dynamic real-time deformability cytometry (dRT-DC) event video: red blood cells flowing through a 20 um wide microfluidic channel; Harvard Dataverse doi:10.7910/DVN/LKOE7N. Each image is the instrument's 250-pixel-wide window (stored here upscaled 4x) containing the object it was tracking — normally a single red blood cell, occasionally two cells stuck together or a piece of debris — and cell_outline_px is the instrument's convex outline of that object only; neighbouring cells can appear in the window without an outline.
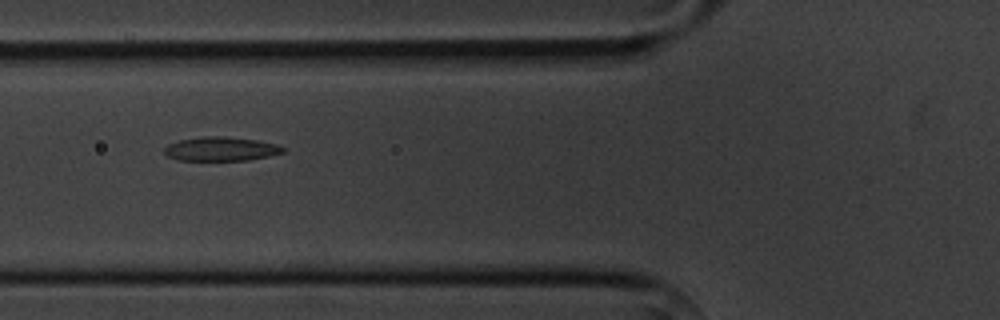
{"species": "common noctule bat (a hibernating species)", "species_latin": "Nyctalus noctula", "temperature_condition": "cold", "stored_images_in_passage": 10, "segment_of_instrument_passage": [1, 2], "camera_frame_rate_fps": 3000, "um_per_image_px": 0.085, "animal": {"sex": "male", "body_mass_g": 20.1, "forearm_length_mm": 53.5}, "frame": {"image": 1, "passage_image": 4, "time_ms": 3.333, "image_size_px": [1000, 320], "cell_outline_px": [[284, 152], [268, 156], [248, 160], [180, 160], [168, 156], [164, 152], [164, 148], [168, 144], [180, 140], [200, 136], [224, 136], [256, 140], [276, 144], [284, 148]], "centroid_in_image_um": [18.76, 12.65], "position_along_channel_um": 107.0, "area_um2": 16.47}}
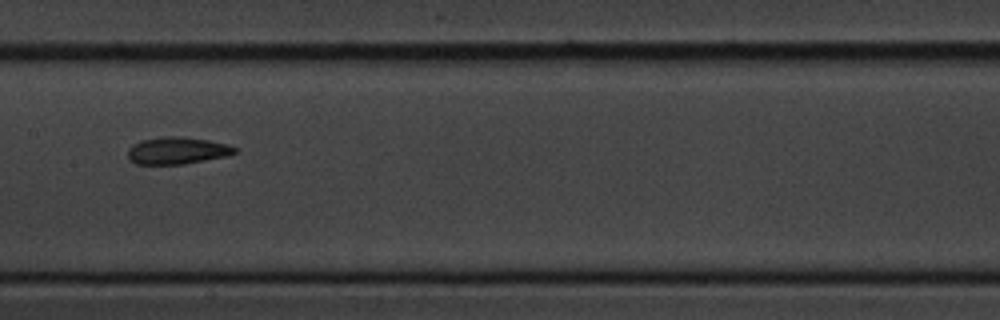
{"frame": {"image": 2, "passage_image": 6, "time_ms": 5.667, "image_size_px": [1000, 320], "cell_outline_px": [[240, 148], [236, 152], [228, 156], [184, 164], [136, 164], [128, 160], [128, 148], [132, 144], [140, 140], [160, 136], [184, 136], [208, 140], [228, 144]], "centroid_in_image_um": [15.06, 12.79], "position_along_channel_um": 192.3, "area_um2": 17.28}}
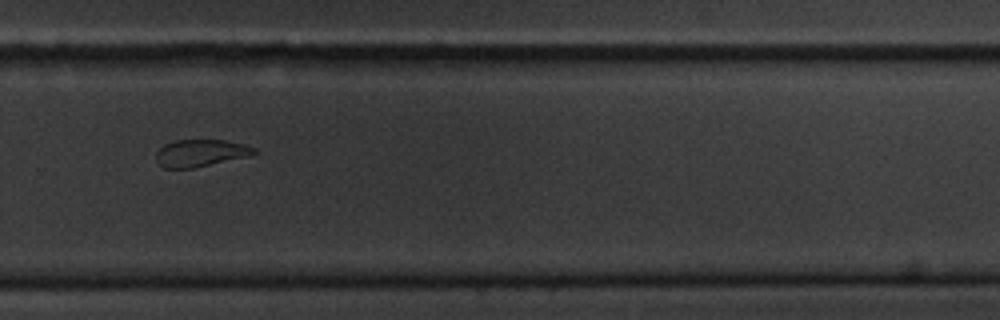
{"frame": {"image": 3, "passage_image": 9, "time_ms": 9.0, "image_size_px": [1000, 320], "cell_outline_px": [[256, 152], [252, 156], [192, 168], [164, 168], [156, 160], [156, 152], [164, 144], [176, 140], [224, 140], [244, 144], [256, 148]], "centroid_in_image_um": [17.07, 13.01], "position_along_channel_um": 312.7, "area_um2": 15.55}}